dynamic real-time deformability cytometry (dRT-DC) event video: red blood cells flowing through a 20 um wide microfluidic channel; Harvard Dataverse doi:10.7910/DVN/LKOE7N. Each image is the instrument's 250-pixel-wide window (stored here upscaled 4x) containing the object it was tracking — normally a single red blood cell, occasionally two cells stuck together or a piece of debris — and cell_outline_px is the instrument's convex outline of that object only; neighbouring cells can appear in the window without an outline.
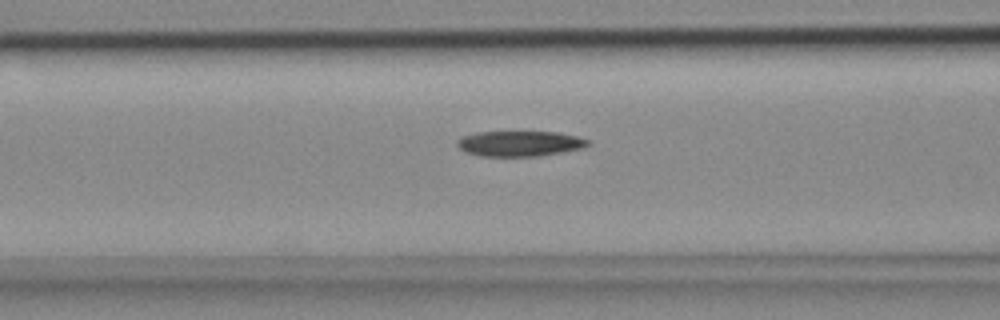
{"species": "common noctule bat (a hibernating species)", "species_latin": "Nyctalus noctula", "temperature_condition": "cold", "stored_images_in_passage": 33, "camera_frame_rate_fps": 3000, "um_per_image_px": 0.085, "animal": {"sex": "female", "body_mass_g": 18.4}, "frame": {"image": 1, "passage_image": 10, "time_ms": 3.0, "image_size_px": [1000, 320], "cell_outline_px": [[592, 144], [584, 148], [540, 156], [480, 156], [468, 152], [460, 148], [456, 144], [456, 140], [464, 136], [476, 132], [556, 132], [576, 136], [592, 140]], "centroid_in_image_um": [44.24, 12.2], "position_along_channel_um": 122.4, "area_um2": 19.42}}
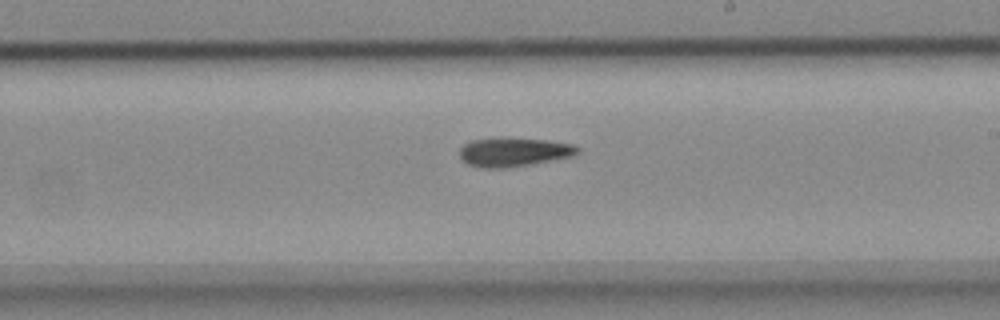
{"frame": {"image": 2, "passage_image": 20, "time_ms": 6.333, "image_size_px": [1000, 320], "cell_outline_px": [[580, 152], [572, 156], [532, 164], [504, 168], [484, 168], [468, 164], [460, 156], [460, 148], [464, 144], [472, 140], [500, 136], [504, 136], [544, 140], [572, 144], [580, 148]], "centroid_in_image_um": [43.66, 12.9], "position_along_channel_um": 245.3, "area_um2": 20.11}}
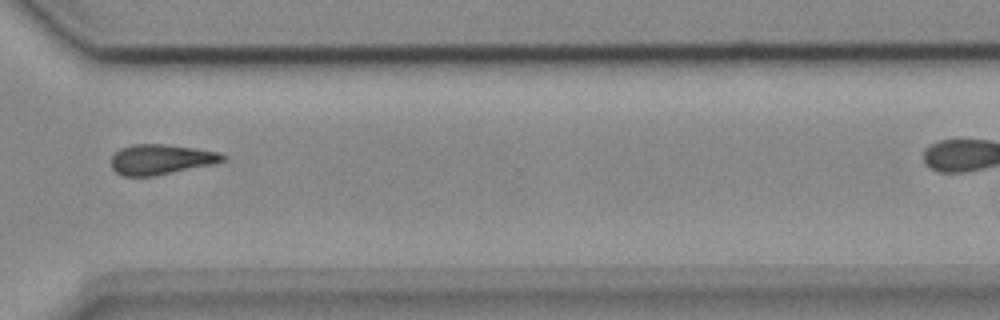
{"frame": {"image": 3, "passage_image": 29, "time_ms": 9.333, "image_size_px": [1000, 320], "cell_outline_px": [[224, 160], [212, 164], [156, 176], [124, 176], [116, 172], [112, 168], [112, 156], [120, 148], [132, 144], [164, 144], [196, 148], [220, 152], [224, 156]], "centroid_in_image_um": [13.66, 13.55], "position_along_channel_um": 356.9, "area_um2": 19.54}}